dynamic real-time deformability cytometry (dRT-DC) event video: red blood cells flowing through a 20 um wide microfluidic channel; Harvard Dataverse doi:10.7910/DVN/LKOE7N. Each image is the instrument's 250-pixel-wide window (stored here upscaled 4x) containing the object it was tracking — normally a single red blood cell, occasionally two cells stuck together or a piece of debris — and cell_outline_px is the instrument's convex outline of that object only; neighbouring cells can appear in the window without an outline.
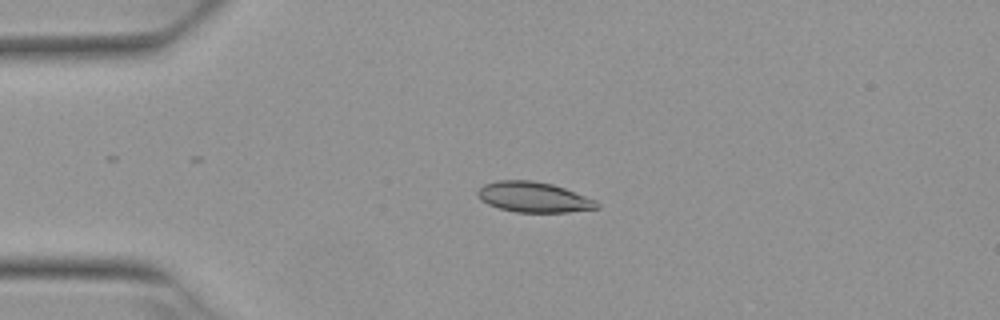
{"species": "Egyptian fruit bat (a non-hibernating species)", "species_latin": "Rousettus aegyptiacus", "temperature_condition": "warm", "stored_images_in_passage": 4, "camera_frame_rate_fps": 3000, "um_per_image_px": 0.085, "animal": {"sex": "female"}, "frame": {"image": 1, "passage_image": 3, "time_ms": 0.667, "image_size_px": [1000, 320], "cell_outline_px": [[600, 208], [568, 212], [516, 212], [500, 208], [488, 204], [480, 200], [476, 196], [476, 192], [484, 184], [496, 180], [532, 180], [552, 184], [564, 188], [596, 200], [600, 204]], "centroid_in_image_um": [45.34, 16.75], "position_along_channel_um": 39.7, "area_um2": 21.15}}